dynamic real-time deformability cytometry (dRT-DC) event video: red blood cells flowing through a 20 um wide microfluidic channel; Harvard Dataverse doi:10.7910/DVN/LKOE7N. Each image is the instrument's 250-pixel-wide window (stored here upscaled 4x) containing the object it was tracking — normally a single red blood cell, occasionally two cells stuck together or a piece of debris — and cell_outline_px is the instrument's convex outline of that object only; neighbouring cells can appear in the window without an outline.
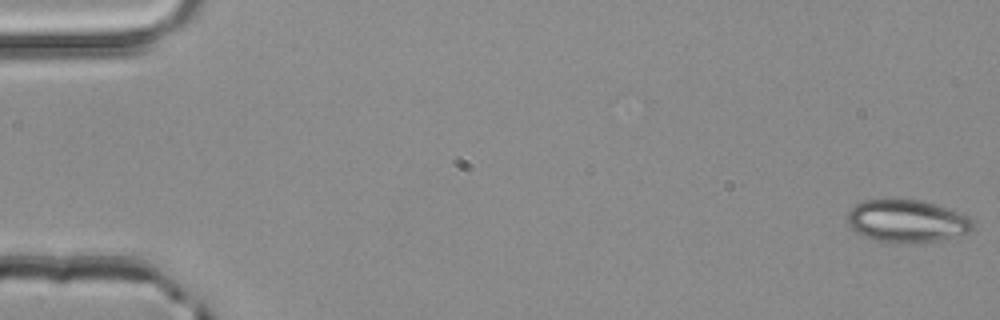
{"species": "common noctule bat (a hibernating species)", "species_latin": "Nyctalus noctula", "temperature_condition": "room temperature", "stored_images_in_passage": 52, "camera_frame_rate_fps": 3000, "um_per_image_px": 0.085, "animal": {"sex": "male", "body_mass_g": 20.4}, "frame": {"image": 1, "passage_image": 1, "time_ms": 0.0, "image_size_px": [1000, 320], "cell_outline_px": [[972, 232], [940, 240], [920, 244], [900, 244], [876, 240], [864, 236], [856, 232], [848, 224], [848, 212], [856, 204], [864, 200], [888, 196], [920, 200], [948, 208], [968, 216], [972, 220]], "centroid_in_image_um": [77.07, 18.77], "position_along_channel_um": 7.9, "area_um2": 32.08}}
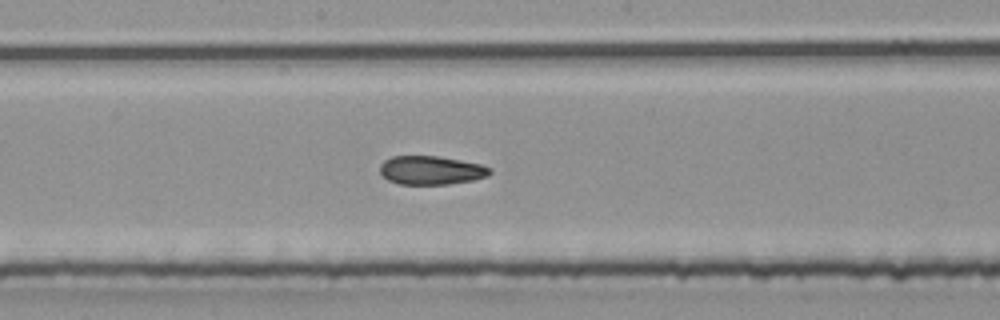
{"frame": {"image": 2, "passage_image": 28, "time_ms": 9.0, "image_size_px": [1000, 320], "cell_outline_px": [[492, 172], [488, 176], [472, 180], [448, 184], [400, 184], [388, 180], [380, 172], [380, 164], [384, 160], [392, 156], [436, 156], [460, 160], [480, 164], [492, 168]], "centroid_in_image_um": [36.65, 14.47], "position_along_channel_um": 211.6, "area_um2": 18.32}}
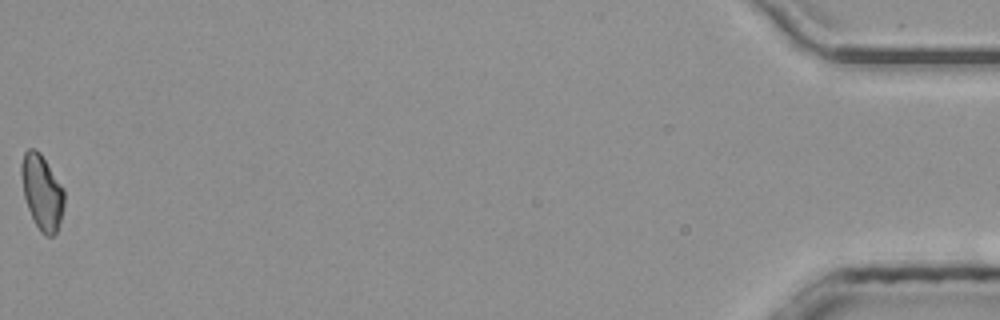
{"frame": {"image": 3, "passage_image": 52, "time_ms": 17.0, "image_size_px": [1000, 320], "cell_outline_px": [[64, 204], [60, 220], [56, 232], [52, 236], [44, 236], [40, 232], [28, 208], [24, 196], [20, 172], [20, 164], [24, 152], [28, 148], [36, 148], [40, 152], [64, 188]], "centroid_in_image_um": [3.55, 16.29], "position_along_channel_um": 431.6, "area_um2": 18.79}, "authors_computed_cell_mechanics": {"area_um2": 18.9873, "velocity_mm_per_s": 4.0745, "shape_relaxation_time_tau1_ms": null, "shape_relaxation_time_tau2_ms": 3.5592, "deformation_change_tau1": null, "deformation_change_tau2": 0.0886}}